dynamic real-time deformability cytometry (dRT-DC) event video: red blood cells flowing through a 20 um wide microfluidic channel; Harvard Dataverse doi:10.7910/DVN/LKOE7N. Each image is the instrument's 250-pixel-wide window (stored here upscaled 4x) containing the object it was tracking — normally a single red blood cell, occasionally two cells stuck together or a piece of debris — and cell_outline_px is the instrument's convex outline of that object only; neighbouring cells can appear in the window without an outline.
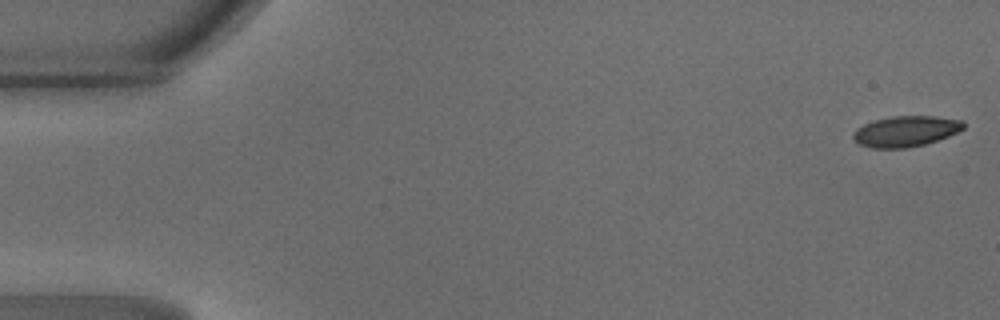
{"species": "common noctule bat (a hibernating species)", "species_latin": "Nyctalus noctula", "temperature_condition": "warm", "stored_images_in_passage": 9, "camera_frame_rate_fps": 3000, "um_per_image_px": 0.085, "animal": {"sex": "male", "body_mass_g": 18.8}, "frame": {"image": 1, "passage_image": 1, "time_ms": 0.0, "image_size_px": [1000, 320], "cell_outline_px": [[964, 128], [948, 136], [924, 144], [904, 148], [872, 148], [860, 144], [852, 136], [856, 128], [864, 124], [876, 120], [892, 116], [936, 116], [964, 120]], "centroid_in_image_um": [77.0, 11.15], "position_along_channel_um": 8.0, "area_um2": 19.54}}